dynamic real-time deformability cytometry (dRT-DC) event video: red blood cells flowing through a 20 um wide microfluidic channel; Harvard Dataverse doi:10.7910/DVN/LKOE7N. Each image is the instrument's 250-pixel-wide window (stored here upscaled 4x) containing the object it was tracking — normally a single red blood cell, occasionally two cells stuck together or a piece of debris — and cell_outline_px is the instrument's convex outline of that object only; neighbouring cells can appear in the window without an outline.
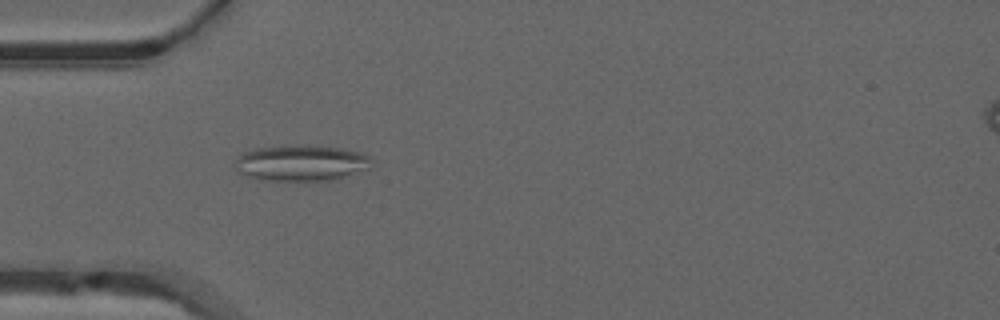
{"species": "common noctule bat (a hibernating species)", "species_latin": "Nyctalus noctula", "temperature_condition": "warm", "stored_images_in_passage": 49, "camera_frame_rate_fps": 3000, "um_per_image_px": 0.085, "animal": {"sex": "male", "forearm_length_mm": 52.5}, "frame": {"image": 1, "passage_image": 16, "time_ms": 5.0, "image_size_px": [1000, 320], "cell_outline_px": [[372, 168], [328, 180], [264, 180], [248, 176], [236, 172], [236, 160], [244, 152], [256, 148], [308, 144], [340, 148], [360, 152], [368, 156], [372, 160]], "centroid_in_image_um": [25.61, 13.84], "position_along_channel_um": 59.4, "area_um2": 28.44}}
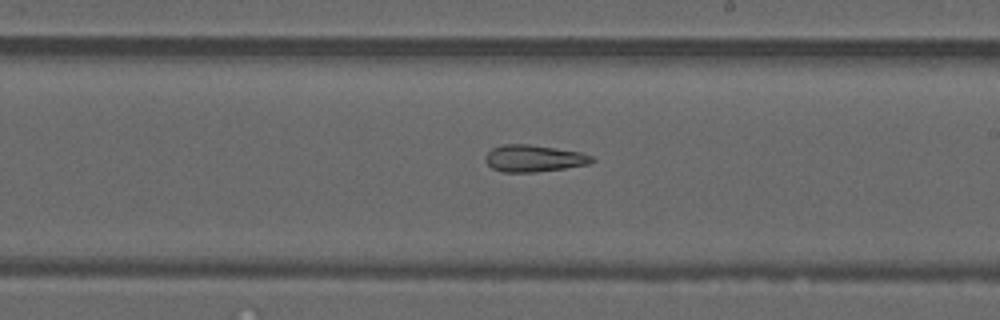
{"frame": {"image": 2, "passage_image": 30, "time_ms": 9.667, "image_size_px": [1000, 320], "cell_outline_px": [[596, 160], [588, 164], [564, 168], [536, 172], [504, 172], [492, 168], [484, 160], [484, 156], [492, 148], [504, 144], [528, 144], [580, 152], [592, 156]], "centroid_in_image_um": [45.35, 13.46], "position_along_channel_um": 243.6, "area_um2": 16.59}}
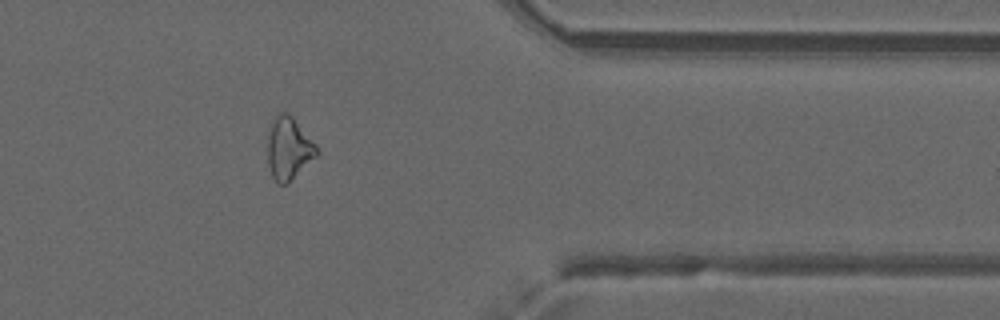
{"frame": {"image": 3, "passage_image": 42, "time_ms": 13.667, "image_size_px": [1000, 320], "cell_outline_px": [[320, 152], [288, 184], [276, 184], [272, 176], [268, 164], [268, 136], [272, 120], [276, 112], [288, 112], [292, 116], [316, 144]], "centroid_in_image_um": [24.53, 12.61], "position_along_channel_um": 386.9, "area_um2": 18.03}, "authors_computed_cell_mechanics": {"area_um2": 18.0336, "velocity_mm_per_s": 4.0078, "shape_relaxation_time_tau1_ms": null, "shape_relaxation_time_tau2_ms": 8.8698, "deformation_change_tau1": null, "deformation_change_tau2": 0.2358}}